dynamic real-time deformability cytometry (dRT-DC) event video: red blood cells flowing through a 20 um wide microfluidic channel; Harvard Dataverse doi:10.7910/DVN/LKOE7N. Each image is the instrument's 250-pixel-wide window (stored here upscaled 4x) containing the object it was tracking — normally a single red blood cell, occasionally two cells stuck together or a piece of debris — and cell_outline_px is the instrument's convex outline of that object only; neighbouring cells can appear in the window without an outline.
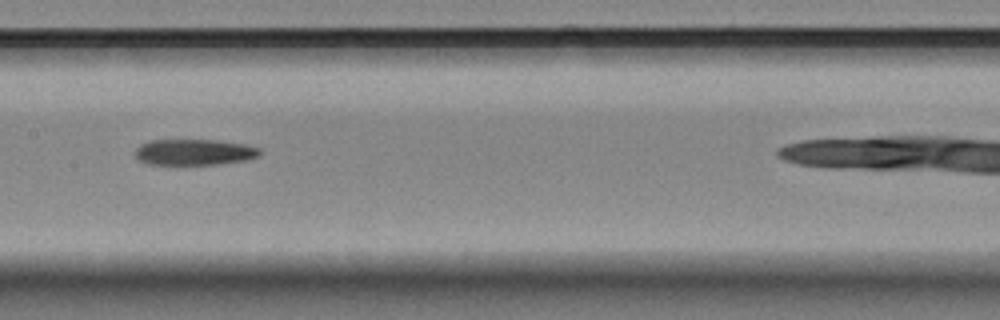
{"species": "Egyptian fruit bat (a non-hibernating species)", "species_latin": "Rousettus aegyptiacus", "temperature_condition": "room temperature", "stored_images_in_passage": 9, "camera_frame_rate_fps": 3000, "um_per_image_px": 0.085, "animal": {"sex": "female"}, "frame": {"image": 1, "passage_image": 6, "time_ms": 1.667, "image_size_px": [1000, 320], "cell_outline_px": [[260, 156], [248, 160], [220, 164], [148, 164], [140, 160], [136, 156], [136, 148], [140, 144], [148, 140], [216, 140], [244, 144], [260, 148]], "centroid_in_image_um": [16.54, 12.93], "position_along_channel_um": 190.9, "area_um2": 18.9}}
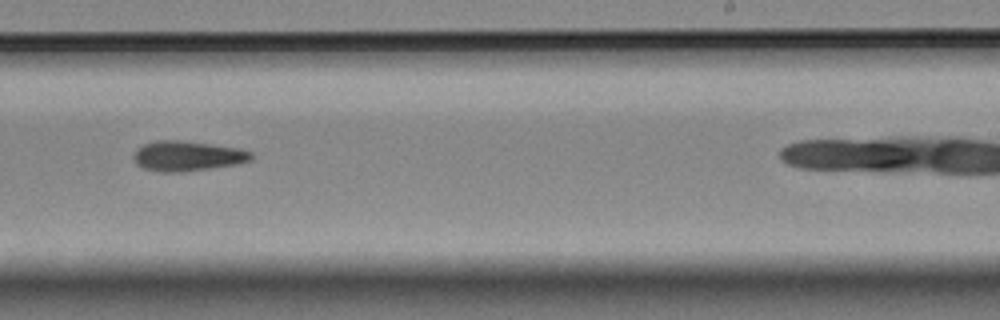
{"frame": {"image": 2, "passage_image": 8, "time_ms": 2.333, "image_size_px": [1000, 320], "cell_outline_px": [[252, 160], [232, 164], [208, 168], [180, 172], [160, 172], [144, 168], [136, 164], [132, 156], [132, 152], [136, 148], [144, 144], [156, 140], [184, 140], [240, 148], [252, 152]], "centroid_in_image_um": [15.87, 13.24], "position_along_channel_um": 273.1, "area_um2": 20.63}}